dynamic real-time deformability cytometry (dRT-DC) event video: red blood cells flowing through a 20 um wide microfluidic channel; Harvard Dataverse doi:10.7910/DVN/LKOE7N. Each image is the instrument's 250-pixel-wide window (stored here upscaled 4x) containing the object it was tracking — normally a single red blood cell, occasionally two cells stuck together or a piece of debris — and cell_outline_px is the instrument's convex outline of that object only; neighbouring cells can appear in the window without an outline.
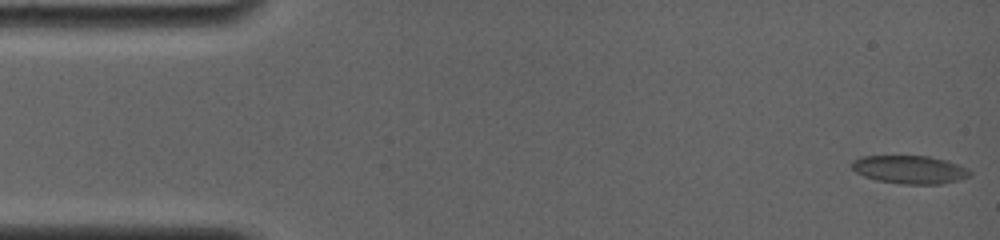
{"species": "common noctule bat (a hibernating species)", "species_latin": "Nyctalus noctula", "temperature_condition": "room temperature", "stored_images_in_passage": 43, "camera_frame_rate_fps": 4000, "um_per_image_px": 0.085, "animal": {"sex": "female", "body_mass_g": 19.0, "forearm_length_mm": 56.7}, "frame": {"image": 1, "passage_image": 1, "time_ms": 0.0, "image_size_px": [1000, 240], "cell_outline_px": [[972, 176], [960, 180], [940, 184], [900, 184], [876, 180], [864, 176], [856, 172], [852, 168], [852, 160], [860, 156], [928, 156], [948, 160], [968, 168], [972, 172]], "centroid_in_image_um": [77.37, 14.41], "position_along_channel_um": 7.6, "area_um2": 19.65}}
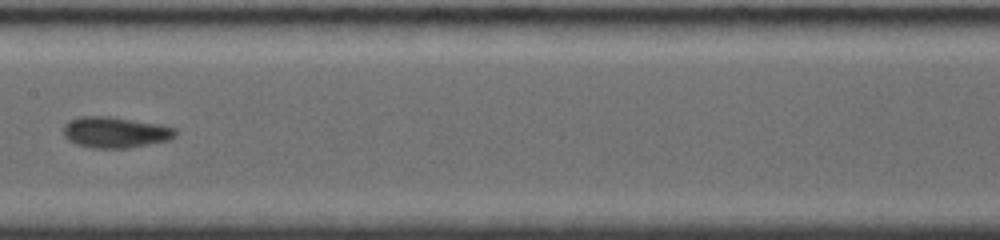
{"frame": {"image": 2, "passage_image": 19, "time_ms": 8.25, "image_size_px": [1000, 240], "cell_outline_px": [[176, 136], [168, 140], [128, 148], [92, 148], [76, 144], [68, 140], [64, 136], [64, 124], [80, 116], [108, 116], [160, 124], [176, 128]], "centroid_in_image_um": [9.8, 11.25], "position_along_channel_um": 197.6, "area_um2": 20.17}}
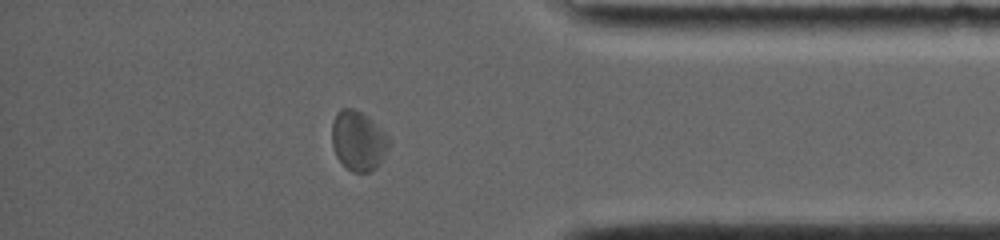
{"frame": {"image": 3, "passage_image": 36, "time_ms": 14.0, "image_size_px": [1000, 240], "cell_outline_px": [[388, 148], [376, 168], [372, 172], [352, 172], [336, 156], [332, 144], [332, 124], [336, 112], [340, 108], [352, 108], [360, 112], [388, 136]], "centroid_in_image_um": [30.41, 11.98], "position_along_channel_um": 404.8, "area_um2": 19.36}, "authors_computed_cell_mechanics": {"area_um2": 19.1896, "velocity_mm_per_s": 3.771, "shape_relaxation_time_tau1_ms": 3.9082, "shape_relaxation_time_tau2_ms": 2.0268, "deformation_change_tau1": 0.1175, "deformation_change_tau2": 0.0684}}